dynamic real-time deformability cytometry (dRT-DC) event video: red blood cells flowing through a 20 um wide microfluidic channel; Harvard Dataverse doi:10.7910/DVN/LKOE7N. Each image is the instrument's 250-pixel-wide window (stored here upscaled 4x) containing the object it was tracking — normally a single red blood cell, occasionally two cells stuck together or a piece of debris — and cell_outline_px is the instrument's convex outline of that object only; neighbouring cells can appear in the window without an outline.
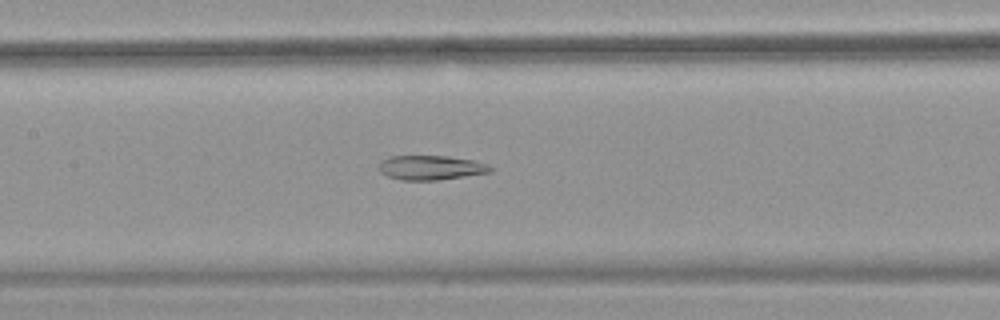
{"species": "common noctule bat (a hibernating species)", "species_latin": "Nyctalus noctula", "temperature_condition": "warm", "stored_images_in_passage": 43, "camera_frame_rate_fps": 3000, "um_per_image_px": 0.085, "animal": {"sex": "female", "body_mass_g": 18.4}, "frame": {"image": 1, "passage_image": 16, "time_ms": 5.0, "image_size_px": [1000, 320], "cell_outline_px": [[492, 172], [440, 180], [400, 180], [388, 176], [380, 172], [380, 164], [388, 156], [448, 156], [472, 160], [488, 164], [492, 168]], "centroid_in_image_um": [36.65, 14.25], "position_along_channel_um": 170.8, "area_um2": 15.84}}
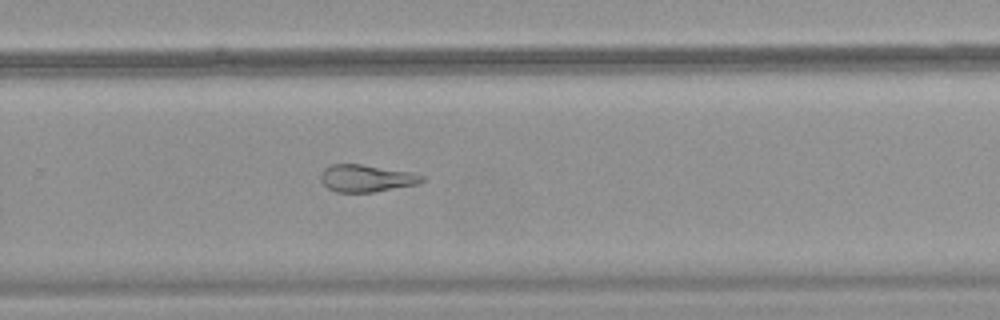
{"frame": {"image": 2, "passage_image": 26, "time_ms": 8.333, "image_size_px": [1000, 320], "cell_outline_px": [[424, 180], [420, 184], [372, 192], [336, 192], [328, 188], [320, 180], [320, 176], [324, 168], [332, 164], [360, 164], [412, 172], [424, 176]], "centroid_in_image_um": [31.15, 15.15], "position_along_channel_um": 298.7, "area_um2": 16.07}}
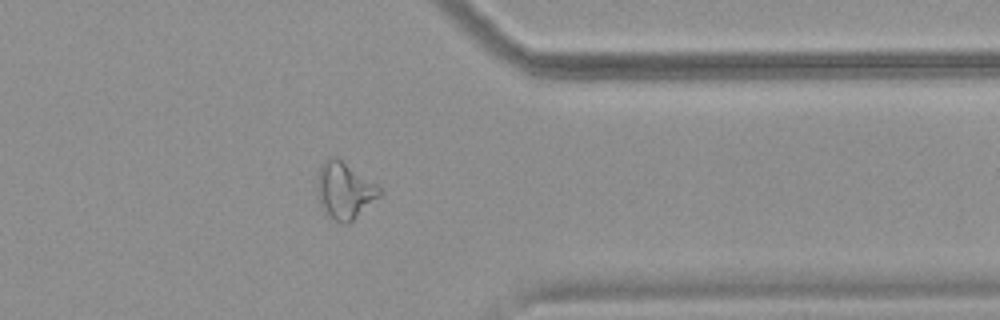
{"frame": {"image": 3, "passage_image": 33, "time_ms": 10.667, "image_size_px": [1000, 320], "cell_outline_px": [[384, 192], [380, 196], [348, 224], [344, 224], [328, 216], [320, 204], [316, 180], [320, 164], [324, 160], [332, 156], [336, 156], [376, 184]], "centroid_in_image_um": [29.27, 16.17], "position_along_channel_um": 382.1, "area_um2": 20.46}, "authors_computed_cell_mechanics": {"area_um2": 19.4208, "velocity_mm_per_s": 3.8475, "shape_relaxation_time_tau1_ms": null, "shape_relaxation_time_tau2_ms": 5.2738, "deformation_change_tau1": null, "deformation_change_tau2": 0.1561}}